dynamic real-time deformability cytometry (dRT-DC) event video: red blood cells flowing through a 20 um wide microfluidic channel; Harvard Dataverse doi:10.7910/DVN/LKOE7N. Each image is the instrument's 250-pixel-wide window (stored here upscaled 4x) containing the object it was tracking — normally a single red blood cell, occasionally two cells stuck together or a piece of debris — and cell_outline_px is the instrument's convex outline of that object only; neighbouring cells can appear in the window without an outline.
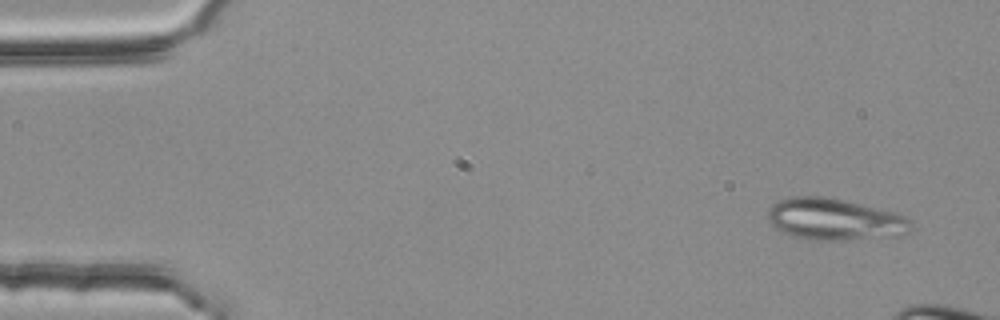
{"species": "common noctule bat (a hibernating species)", "species_latin": "Nyctalus noctula", "temperature_condition": "room temperature", "stored_images_in_passage": 5, "camera_frame_rate_fps": 3000, "um_per_image_px": 0.085, "animal": {"sex": "female", "body_mass_g": 25.1}, "frame": {"image": 1, "passage_image": 1, "time_ms": 0.0, "image_size_px": [1000, 320], "cell_outline_px": [[912, 228], [908, 232], [896, 236], [840, 240], [816, 240], [792, 236], [768, 224], [768, 212], [772, 204], [780, 200], [792, 196], [820, 196], [840, 200], [908, 216], [912, 220]], "centroid_in_image_um": [70.92, 18.66], "position_along_channel_um": 14.1, "area_um2": 34.39}}